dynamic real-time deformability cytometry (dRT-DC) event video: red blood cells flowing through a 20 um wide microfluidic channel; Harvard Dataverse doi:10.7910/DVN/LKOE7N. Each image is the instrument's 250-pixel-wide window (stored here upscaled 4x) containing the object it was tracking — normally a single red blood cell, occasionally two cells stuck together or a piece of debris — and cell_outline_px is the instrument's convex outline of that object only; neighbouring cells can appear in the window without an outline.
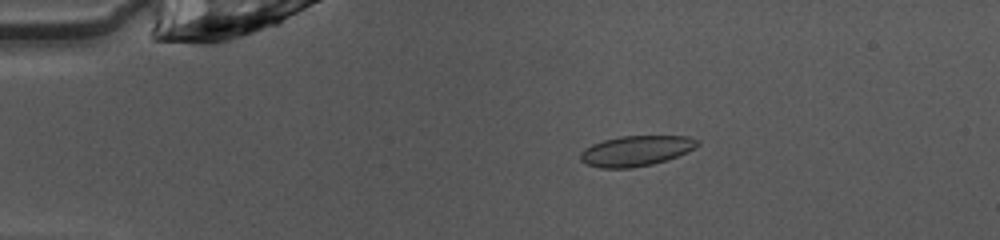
{"species": "common noctule bat (a hibernating species)", "species_latin": "Nyctalus noctula", "temperature_condition": "warm", "stored_images_in_passage": 49, "camera_frame_rate_fps": 3000, "um_per_image_px": 0.085, "animal": {"sex": "female", "body_mass_g": 10.0, "forearm_length_mm": 53.1}, "frame": {"image": 1, "passage_image": 10, "time_ms": 3.0, "image_size_px": [1000, 240], "cell_outline_px": [[700, 144], [668, 160], [652, 164], [632, 168], [600, 168], [588, 164], [580, 160], [580, 152], [584, 148], [592, 144], [604, 140], [620, 136], [688, 136], [700, 140]], "centroid_in_image_um": [54.04, 12.82], "position_along_channel_um": 31.0, "area_um2": 20.63}}
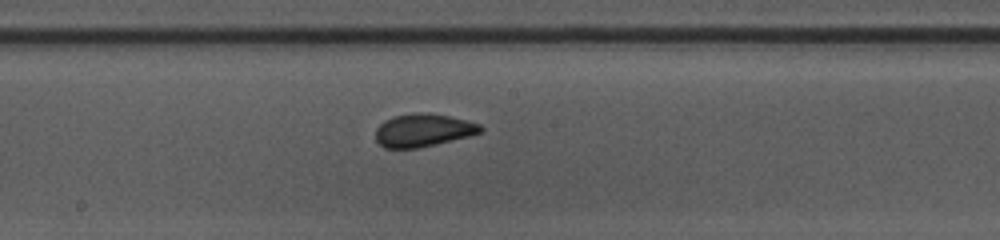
{"frame": {"image": 2, "passage_image": 27, "time_ms": 8.667, "image_size_px": [1000, 240], "cell_outline_px": [[484, 128], [480, 132], [468, 136], [436, 144], [416, 148], [384, 148], [376, 140], [376, 128], [384, 120], [392, 116], [416, 112], [432, 112], [480, 124]], "centroid_in_image_um": [35.93, 11.05], "position_along_channel_um": 212.3, "area_um2": 20.11}}
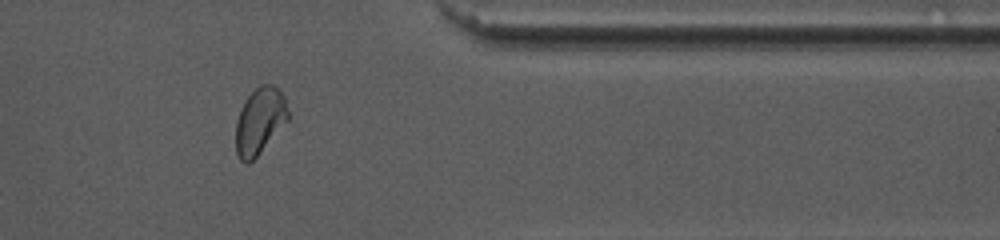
{"frame": {"image": 3, "passage_image": 41, "time_ms": 13.333, "image_size_px": [1000, 240], "cell_outline_px": [[288, 120], [256, 156], [248, 164], [244, 164], [240, 160], [236, 152], [236, 120], [240, 108], [248, 96], [260, 84], [272, 84], [284, 96], [288, 112]], "centroid_in_image_um": [22.05, 10.28], "position_along_channel_um": 389.3, "area_um2": 20.0}, "authors_computed_cell_mechanics": {"area_um2": 20.1144, "velocity_mm_per_s": 4.0523, "shape_relaxation_time_tau1_ms": 4.9711, "shape_relaxation_time_tau2_ms": 0.8953, "deformation_change_tau1": 0.1097, "deformation_change_tau2": 0.0466}}